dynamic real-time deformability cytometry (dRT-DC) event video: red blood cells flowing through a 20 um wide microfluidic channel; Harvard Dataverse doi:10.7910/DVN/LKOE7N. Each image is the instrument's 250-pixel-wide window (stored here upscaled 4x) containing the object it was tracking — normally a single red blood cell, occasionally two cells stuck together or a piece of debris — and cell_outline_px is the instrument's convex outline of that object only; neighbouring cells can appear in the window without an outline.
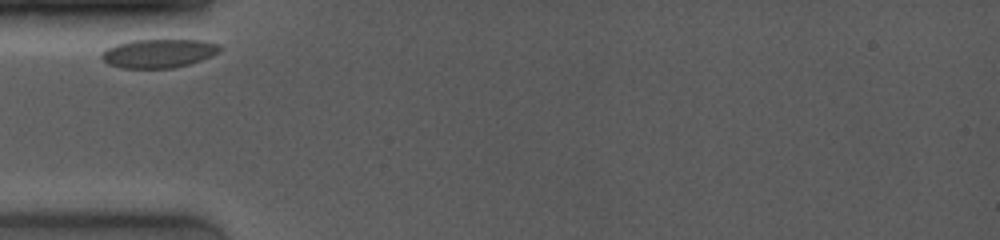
{"species": "common noctule bat (a hibernating species)", "species_latin": "Nyctalus noctula", "temperature_condition": "room temperature", "stored_images_in_passage": 23, "camera_frame_rate_fps": 4000, "um_per_image_px": 0.085, "animal": {"sex": "female", "body_mass_g": 19.0, "forearm_length_mm": 53.3}, "frame": {"image": 1, "passage_image": 1, "time_ms": 0.0, "image_size_px": [1000, 240], "cell_outline_px": [[224, 48], [220, 52], [212, 56], [188, 64], [172, 68], [120, 68], [108, 64], [100, 56], [108, 48], [116, 44], [132, 40], [200, 40], [220, 44]], "centroid_in_image_um": [13.52, 4.53], "position_along_channel_um": 71.5, "area_um2": 19.77}}
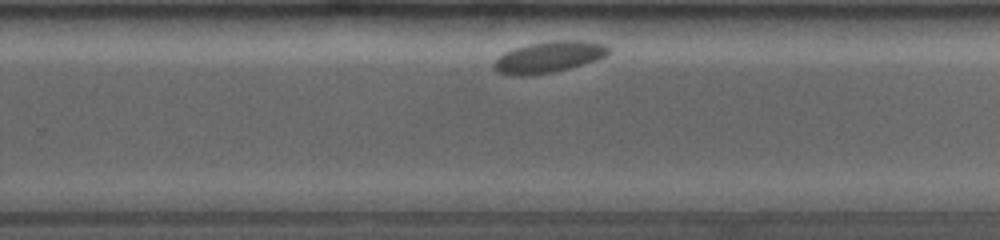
{"frame": {"image": 2, "passage_image": 15, "time_ms": 6.25, "image_size_px": [1000, 240], "cell_outline_px": [[612, 52], [608, 56], [584, 64], [552, 72], [524, 76], [508, 76], [496, 72], [492, 68], [492, 64], [504, 52], [528, 44], [552, 40], [584, 40], [604, 44], [612, 48]], "centroid_in_image_um": [46.67, 4.85], "position_along_channel_um": 283.1, "area_um2": 21.27}}
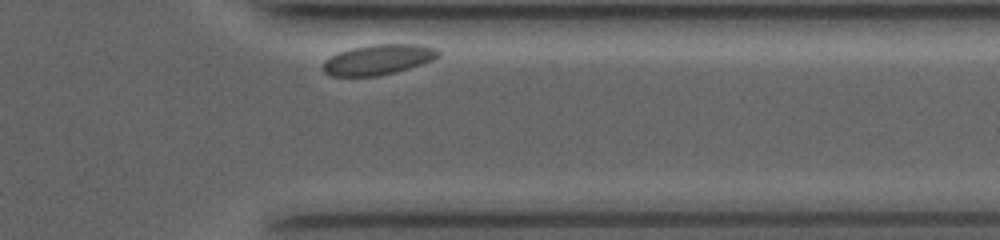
{"frame": {"image": 3, "passage_image": 22, "time_ms": 9.0, "image_size_px": [1000, 240], "cell_outline_px": [[440, 56], [436, 60], [396, 72], [376, 76], [332, 76], [324, 72], [324, 60], [340, 52], [352, 48], [372, 44], [420, 44], [436, 48], [440, 52]], "centroid_in_image_um": [32.22, 5.06], "position_along_channel_um": 379.2, "area_um2": 20.4}}